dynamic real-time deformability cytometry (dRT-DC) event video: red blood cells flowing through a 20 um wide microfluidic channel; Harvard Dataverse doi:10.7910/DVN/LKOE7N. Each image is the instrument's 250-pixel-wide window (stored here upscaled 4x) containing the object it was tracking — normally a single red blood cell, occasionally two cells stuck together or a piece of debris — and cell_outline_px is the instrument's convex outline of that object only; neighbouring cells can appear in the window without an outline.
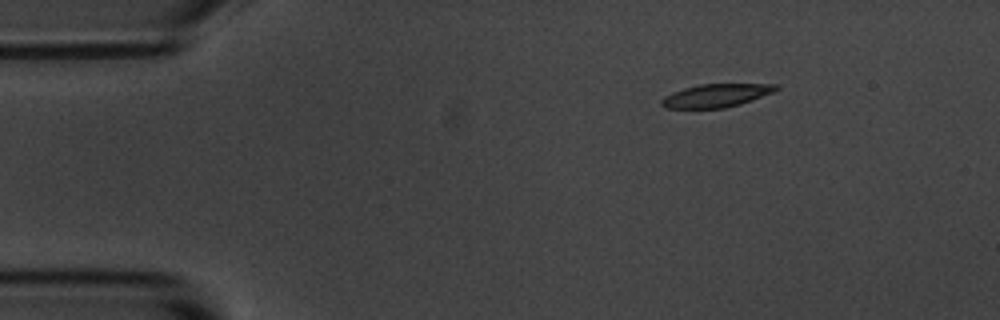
{"species": "common noctule bat (a hibernating species)", "species_latin": "Nyctalus noctula", "temperature_condition": "room temperature", "stored_images_in_passage": 3, "camera_frame_rate_fps": 3000, "um_per_image_px": 0.085, "animal": {"sex": "male", "body_mass_g": 20.1, "forearm_length_mm": 53.5}, "frame": {"image": 1, "passage_image": 1, "time_ms": 0.0, "image_size_px": [1000, 320], "cell_outline_px": [[780, 88], [772, 92], [752, 100], [740, 104], [724, 108], [664, 108], [660, 104], [660, 100], [664, 96], [672, 92], [684, 88], [700, 84], [776, 84]], "centroid_in_image_um": [60.83, 8.12], "position_along_channel_um": 24.2, "area_um2": 15.43}}
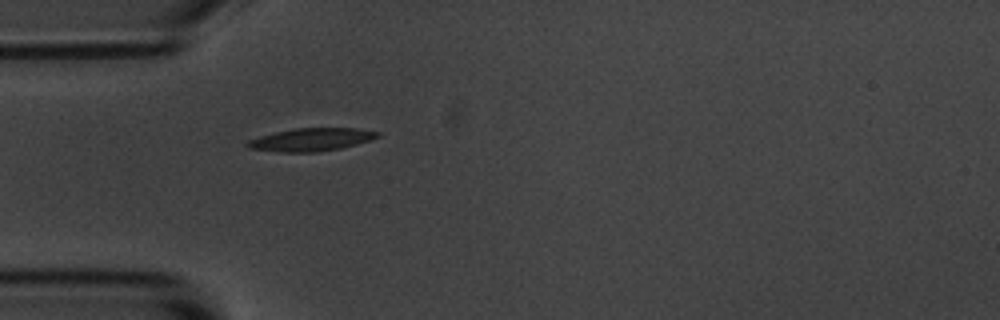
{"frame": {"image": 2, "passage_image": 3, "time_ms": 2.667, "image_size_px": [1000, 320], "cell_outline_px": [[380, 136], [372, 140], [340, 148], [316, 152], [280, 152], [248, 148], [244, 144], [248, 140], [260, 136], [276, 132], [296, 128], [356, 128], [380, 132]], "centroid_in_image_um": [26.46, 11.86], "position_along_channel_um": 58.5, "area_um2": 17.34}}